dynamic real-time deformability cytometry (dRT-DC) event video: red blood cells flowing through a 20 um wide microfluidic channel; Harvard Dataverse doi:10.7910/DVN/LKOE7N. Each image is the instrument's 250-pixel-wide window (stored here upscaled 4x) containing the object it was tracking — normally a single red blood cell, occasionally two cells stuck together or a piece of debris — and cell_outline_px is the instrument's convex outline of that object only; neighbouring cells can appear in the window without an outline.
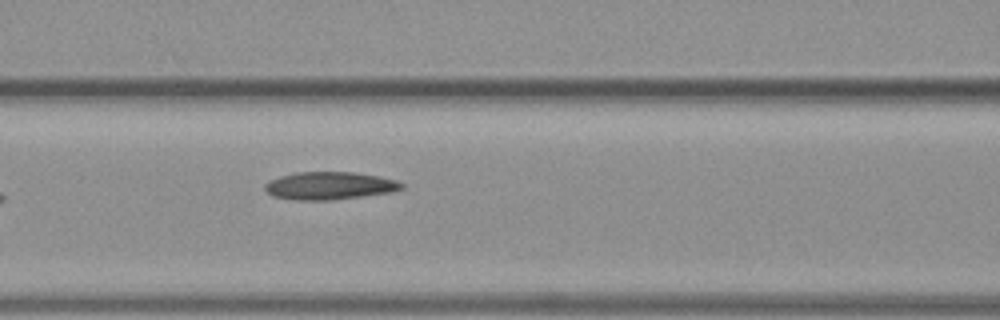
{"species": "common noctule bat (a hibernating species)", "species_latin": "Nyctalus noctula", "temperature_condition": "warm", "stored_images_in_passage": 6, "camera_frame_rate_fps": 3000, "um_per_image_px": 0.085, "animal": {"sex": "female", "body_mass_g": 19.3, "forearm_length_mm": 54.1}, "frame": {"image": 1, "passage_image": 6, "time_ms": 1.667, "image_size_px": [1000, 320], "cell_outline_px": [[404, 188], [392, 192], [332, 200], [292, 200], [272, 196], [264, 188], [264, 184], [280, 176], [296, 172], [352, 172], [380, 176], [396, 180], [404, 184]], "centroid_in_image_um": [28.02, 15.79], "position_along_channel_um": 138.6, "area_um2": 22.14}}